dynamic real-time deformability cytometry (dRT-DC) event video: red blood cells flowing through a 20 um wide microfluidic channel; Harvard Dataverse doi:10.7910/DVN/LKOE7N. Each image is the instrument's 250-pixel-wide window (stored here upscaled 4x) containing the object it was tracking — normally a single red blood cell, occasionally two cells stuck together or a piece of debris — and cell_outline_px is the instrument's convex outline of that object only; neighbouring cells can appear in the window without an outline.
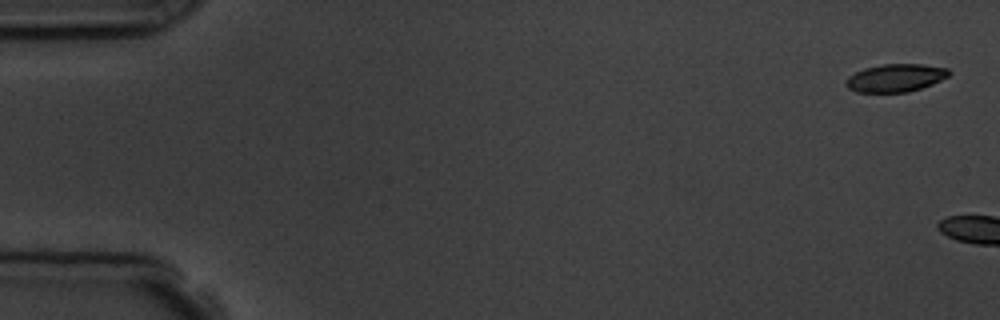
{"species": "common noctule bat (a hibernating species)", "species_latin": "Nyctalus noctula", "temperature_condition": "room temperature", "stored_images_in_passage": 2, "camera_frame_rate_fps": 3000, "um_per_image_px": 0.085, "animal": {"sex": "male", "body_mass_g": 19.5, "forearm_length_mm": 54.6}, "frame": {"image": 1, "passage_image": 1, "time_ms": 0.0, "image_size_px": [1000, 320], "cell_outline_px": [[952, 72], [948, 76], [932, 84], [908, 92], [856, 92], [848, 88], [844, 84], [848, 76], [864, 68], [880, 64], [920, 64], [948, 68]], "centroid_in_image_um": [76.1, 6.61], "position_along_channel_um": 8.9, "area_um2": 16.76}}